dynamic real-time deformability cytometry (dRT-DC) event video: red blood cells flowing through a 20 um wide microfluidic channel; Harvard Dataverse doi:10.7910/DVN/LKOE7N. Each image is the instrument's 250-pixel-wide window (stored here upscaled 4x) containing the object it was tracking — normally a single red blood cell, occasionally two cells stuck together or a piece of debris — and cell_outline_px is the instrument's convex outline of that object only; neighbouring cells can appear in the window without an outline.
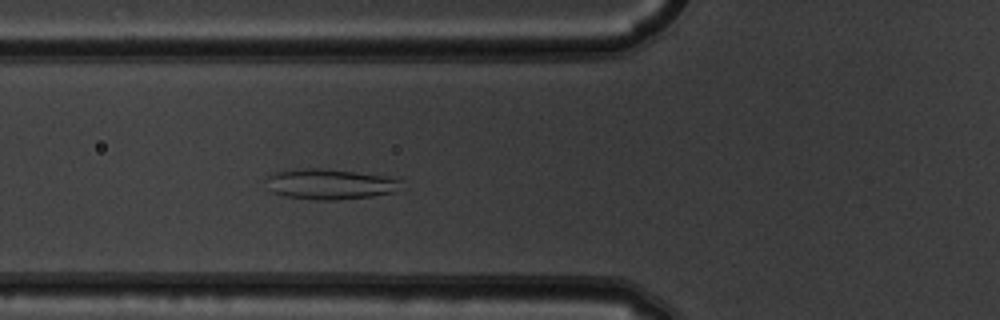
{"species": "common noctule bat (a hibernating species)", "species_latin": "Nyctalus noctula", "temperature_condition": "warm", "stored_images_in_passage": 52, "camera_frame_rate_fps": 3000, "um_per_image_px": 0.085, "animal": {"sex": "male", "body_mass_g": 19.5, "forearm_length_mm": 54.6}, "frame": {"image": 1, "passage_image": 19, "time_ms": 6.0, "image_size_px": [1000, 320], "cell_outline_px": [[400, 180], [392, 192], [372, 196], [336, 200], [316, 200], [284, 196], [272, 192], [264, 180], [264, 176], [276, 172], [304, 168], [320, 168], [352, 172], [380, 176]], "centroid_in_image_um": [27.88, 15.66], "position_along_channel_um": 97.9, "area_um2": 23.41}}
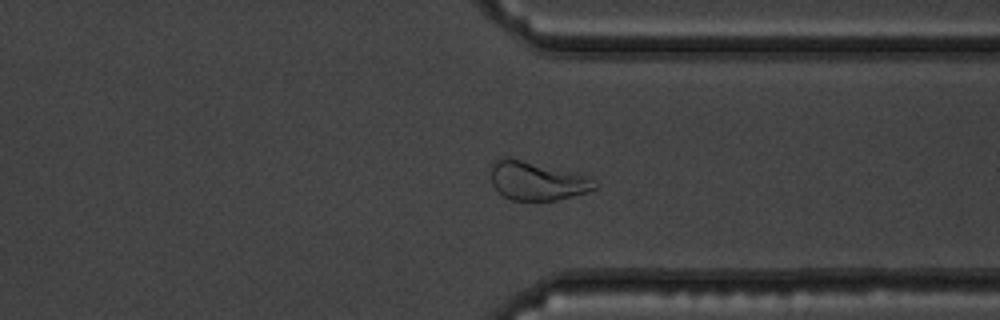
{"frame": {"image": 2, "passage_image": 40, "time_ms": 13.0, "image_size_px": [1000, 320], "cell_outline_px": [[600, 184], [596, 188], [572, 196], [556, 200], [512, 200], [504, 196], [492, 184], [492, 164], [496, 160], [504, 156], [508, 156], [576, 172], [592, 176]], "centroid_in_image_um": [45.7, 15.35], "position_along_channel_um": 365.7, "area_um2": 23.64}}
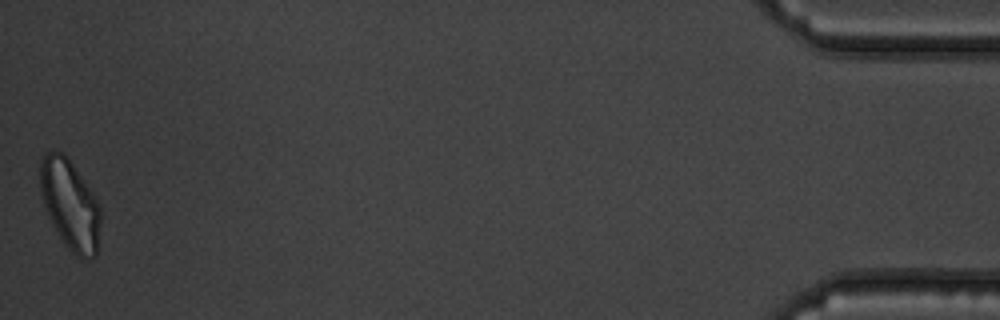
{"frame": {"image": 3, "passage_image": 52, "time_ms": 17.0, "image_size_px": [1000, 320], "cell_outline_px": [[100, 224], [96, 256], [84, 260], [76, 256], [64, 244], [52, 224], [44, 204], [40, 188], [40, 156], [52, 148], [56, 148], [64, 152], [96, 196], [100, 208]], "centroid_in_image_um": [5.95, 17.34], "position_along_channel_um": 429.3, "area_um2": 32.02}, "authors_computed_cell_mechanics": {"area_um2": 26.877, "velocity_mm_per_s": 3.8285, "shape_relaxation_time_tau1_ms": null, "shape_relaxation_time_tau2_ms": 1.8769, "deformation_change_tau1": null, "deformation_change_tau2": 0.0592}}